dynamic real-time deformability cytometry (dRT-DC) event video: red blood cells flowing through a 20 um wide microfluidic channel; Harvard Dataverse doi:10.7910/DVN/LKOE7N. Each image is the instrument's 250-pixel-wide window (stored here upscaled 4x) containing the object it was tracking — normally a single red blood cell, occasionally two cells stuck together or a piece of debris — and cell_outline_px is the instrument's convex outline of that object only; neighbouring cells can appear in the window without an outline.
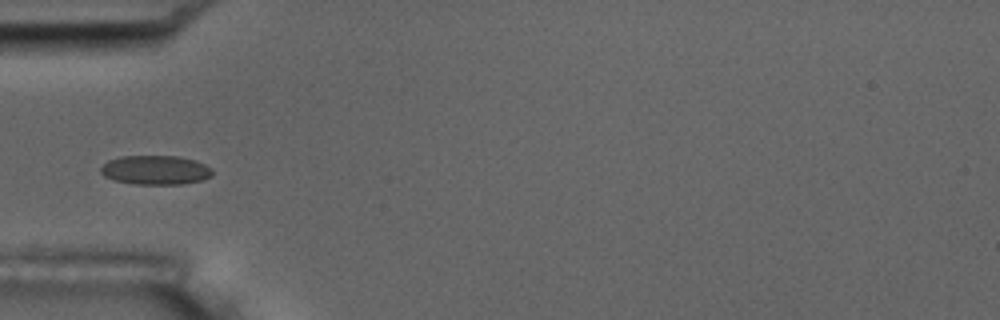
{"species": "common noctule bat (a hibernating species)", "species_latin": "Nyctalus noctula", "temperature_condition": "room temperature", "stored_images_in_passage": 13, "camera_frame_rate_fps": 3000, "um_per_image_px": 0.085, "animal": {"sex": "male", "body_mass_g": 17.5, "forearm_length_mm": 52.3}, "frame": {"image": 1, "passage_image": 3, "time_ms": 3.333, "image_size_px": [1000, 320], "cell_outline_px": [[212, 176], [204, 180], [180, 184], [136, 184], [112, 180], [104, 176], [100, 172], [100, 168], [108, 160], [120, 156], [176, 156], [196, 160], [212, 168]], "centroid_in_image_um": [13.21, 14.45], "position_along_channel_um": 71.8, "area_um2": 19.13}}
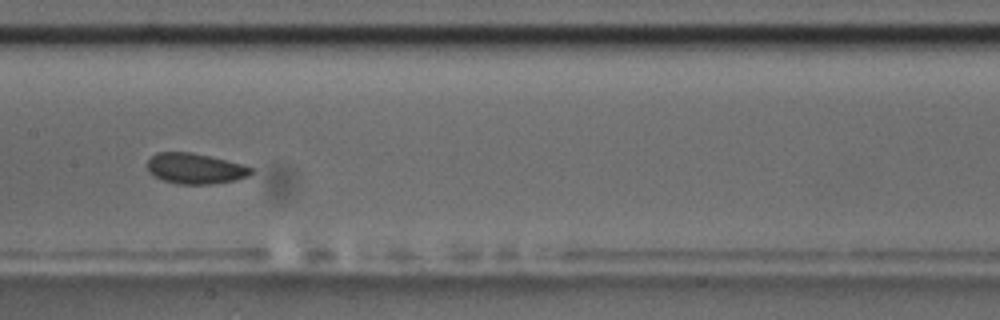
{"frame": {"image": 2, "passage_image": 6, "time_ms": 6.667, "image_size_px": [1000, 320], "cell_outline_px": [[252, 172], [248, 176], [236, 180], [212, 184], [176, 184], [164, 180], [148, 172], [148, 160], [156, 152], [192, 152], [240, 164], [252, 168]], "centroid_in_image_um": [16.56, 14.33], "position_along_channel_um": 190.8, "area_um2": 18.26}, "authors_computed_cell_mechanics": {"area_um2": 19.074, "velocity_mm_per_s": 3.5803, "shape_relaxation_time_tau1_ms": 1.6454, "shape_relaxation_time_tau2_ms": 1.7167, "deformation_change_tau1": 0.0401, "deformation_change_tau2": 0.0708}}